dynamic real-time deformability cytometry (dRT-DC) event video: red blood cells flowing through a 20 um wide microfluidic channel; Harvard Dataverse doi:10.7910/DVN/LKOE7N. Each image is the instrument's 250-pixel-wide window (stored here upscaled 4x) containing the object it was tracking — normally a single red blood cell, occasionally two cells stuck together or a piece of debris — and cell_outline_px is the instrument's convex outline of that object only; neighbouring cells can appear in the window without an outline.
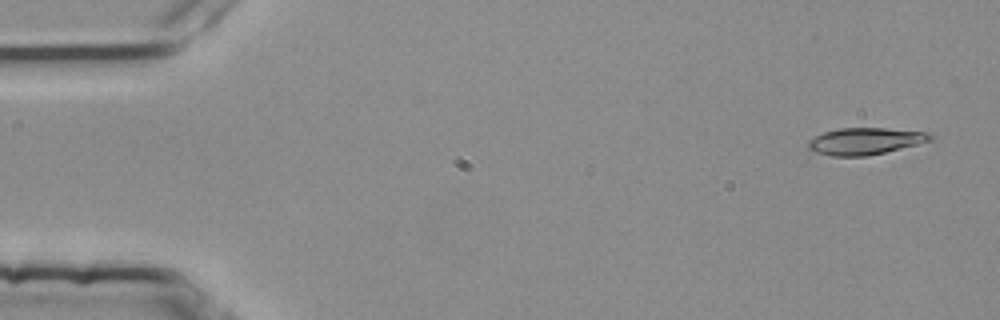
{"species": "common noctule bat (a hibernating species)", "species_latin": "Nyctalus noctula", "temperature_condition": "room temperature", "stored_images_in_passage": 4, "camera_frame_rate_fps": 3000, "um_per_image_px": 0.085, "animal": {"sex": "female", "body_mass_g": 25.1}, "frame": {"image": 1, "passage_image": 1, "time_ms": 0.0, "image_size_px": [1000, 320], "cell_outline_px": [[932, 140], [884, 152], [864, 156], [832, 156], [816, 152], [808, 148], [808, 140], [824, 132], [840, 128], [884, 128], [928, 132], [932, 136]], "centroid_in_image_um": [73.51, 11.99], "position_along_channel_um": 11.5, "area_um2": 18.79}}
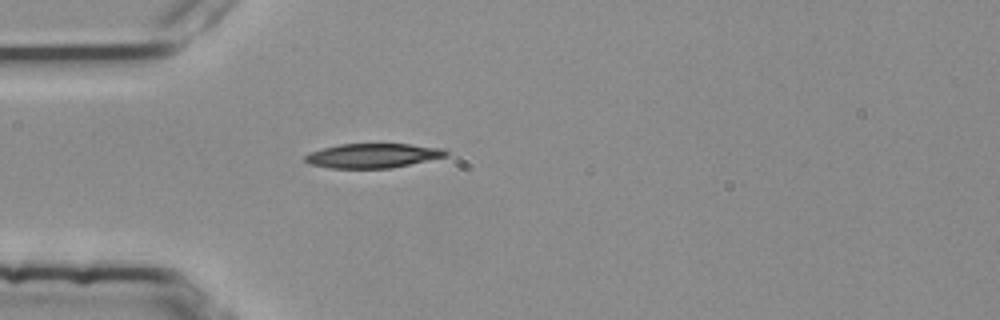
{"frame": {"image": 2, "passage_image": 4, "time_ms": 1.0, "image_size_px": [1000, 320], "cell_outline_px": [[448, 156], [392, 168], [332, 168], [308, 164], [304, 160], [304, 156], [312, 152], [324, 148], [340, 144], [408, 144], [444, 148], [448, 152]], "centroid_in_image_um": [31.72, 13.23], "position_along_channel_um": 53.3, "area_um2": 20.0}}